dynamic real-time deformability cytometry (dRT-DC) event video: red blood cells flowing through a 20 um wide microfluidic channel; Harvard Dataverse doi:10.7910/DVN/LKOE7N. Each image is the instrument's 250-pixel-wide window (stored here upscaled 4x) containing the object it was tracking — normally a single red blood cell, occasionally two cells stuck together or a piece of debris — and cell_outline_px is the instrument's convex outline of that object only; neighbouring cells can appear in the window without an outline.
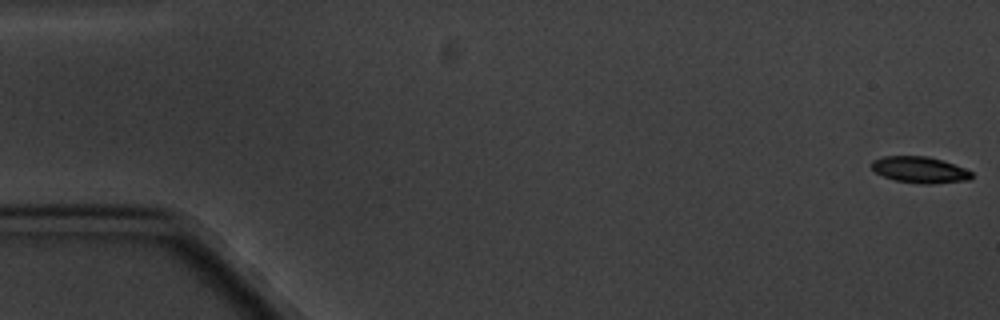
{"species": "common noctule bat (a hibernating species)", "species_latin": "Nyctalus noctula", "temperature_condition": "cold", "stored_images_in_passage": 4, "camera_frame_rate_fps": 3000, "um_per_image_px": 0.085, "animal": {"sex": "male", "body_mass_g": 20.1, "forearm_length_mm": 53.5}, "frame": {"image": 1, "passage_image": 1, "time_ms": 0.0, "image_size_px": [1000, 320], "cell_outline_px": [[972, 176], [968, 180], [932, 184], [920, 184], [896, 180], [884, 176], [876, 172], [872, 168], [872, 160], [884, 156], [928, 156], [944, 160], [964, 168], [972, 172]], "centroid_in_image_um": [78.2, 14.42], "position_along_channel_um": 6.8, "area_um2": 15.32}}
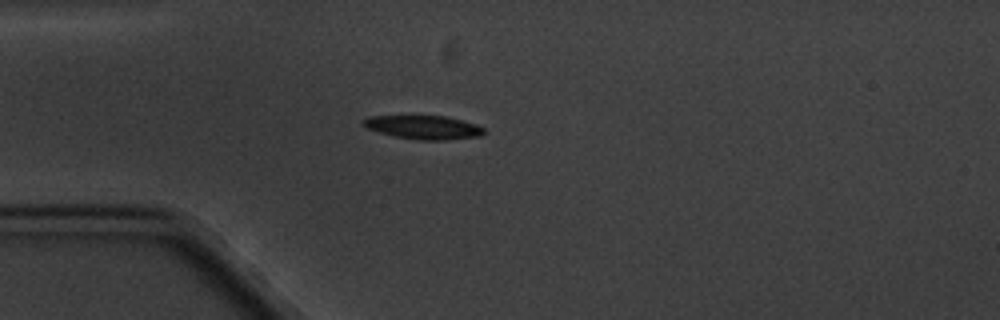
{"frame": {"image": 2, "passage_image": 4, "time_ms": 5.0, "image_size_px": [1000, 320], "cell_outline_px": [[484, 132], [480, 136], [444, 140], [420, 140], [396, 136], [380, 132], [368, 128], [360, 120], [368, 116], [444, 116], [476, 124], [484, 128]], "centroid_in_image_um": [36.0, 10.81], "position_along_channel_um": 49.0, "area_um2": 16.36}}